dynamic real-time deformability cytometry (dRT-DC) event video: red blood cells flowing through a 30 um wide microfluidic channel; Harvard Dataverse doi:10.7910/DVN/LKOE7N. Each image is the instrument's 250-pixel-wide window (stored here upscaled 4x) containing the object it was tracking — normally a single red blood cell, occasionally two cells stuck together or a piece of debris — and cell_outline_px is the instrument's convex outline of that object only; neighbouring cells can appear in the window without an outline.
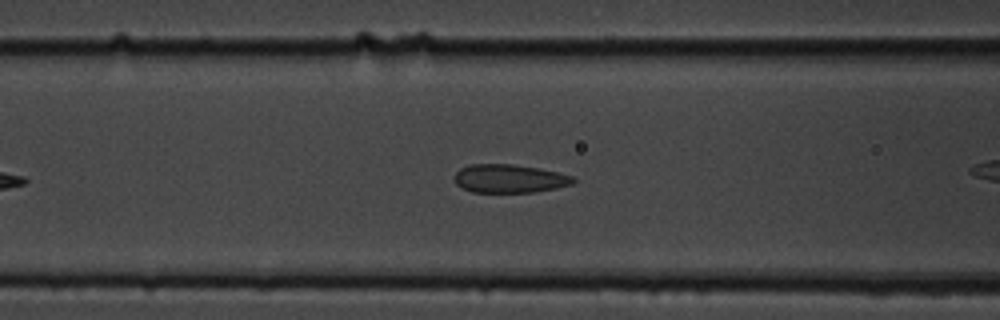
{"species": "common noctule bat (a hibernating species)", "species_latin": "Nyctalus noctula", "temperature_condition": "cold", "stored_images_in_passage": 40, "camera_frame_rate_fps": 3000, "um_per_image_px": 0.085, "animal": {"sex": "male", "body_mass_g": 19.5, "forearm_length_mm": 54.6}, "frame": {"image": 1, "passage_image": 14, "time_ms": 4.333, "image_size_px": [1000, 320], "cell_outline_px": [[576, 180], [572, 184], [556, 188], [532, 192], [472, 192], [456, 184], [456, 172], [460, 168], [468, 164], [512, 164], [540, 168], [572, 176]], "centroid_in_image_um": [43.3, 15.17], "position_along_channel_um": 123.3, "area_um2": 19.54}}
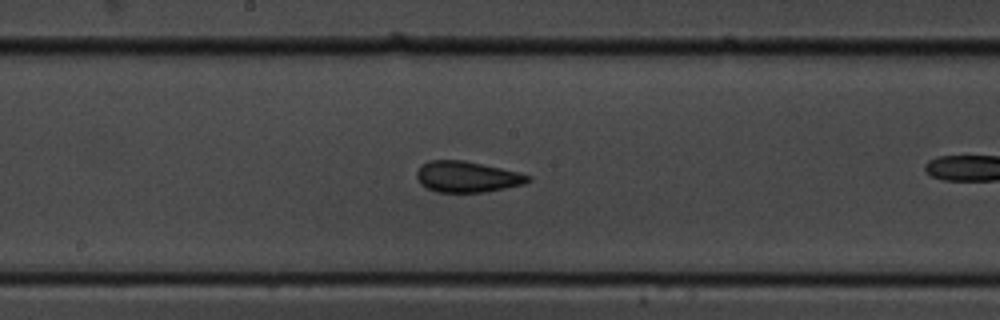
{"frame": {"image": 2, "passage_image": 21, "time_ms": 6.667, "image_size_px": [1000, 320], "cell_outline_px": [[532, 180], [524, 184], [484, 192], [436, 192], [420, 184], [416, 176], [416, 172], [428, 160], [464, 160], [520, 172], [532, 176]], "centroid_in_image_um": [39.73, 15.02], "position_along_channel_um": 208.5, "area_um2": 20.11}}
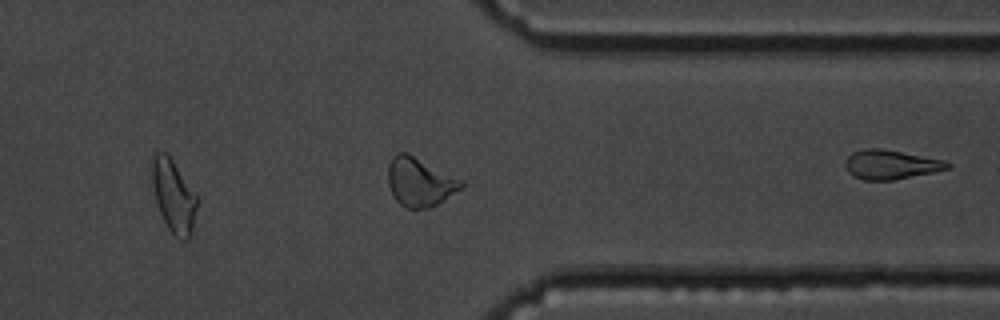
{"frame": {"image": 3, "passage_image": 35, "time_ms": 11.333, "image_size_px": [1000, 320], "cell_outline_px": [[464, 188], [436, 204], [428, 208], [408, 208], [400, 204], [396, 200], [388, 184], [388, 164], [392, 156], [396, 152], [408, 152], [464, 180]], "centroid_in_image_um": [35.7, 15.43], "position_along_channel_um": 375.7, "area_um2": 21.04}, "authors_computed_cell_mechanics": {"area_um2": 20.1144, "velocity_mm_per_s": 3.6583, "shape_relaxation_time_tau1_ms": 8.3607, "shape_relaxation_time_tau2_ms": 1.3812, "deformation_change_tau1": 0.1555, "deformation_change_tau2": 0.0888}}